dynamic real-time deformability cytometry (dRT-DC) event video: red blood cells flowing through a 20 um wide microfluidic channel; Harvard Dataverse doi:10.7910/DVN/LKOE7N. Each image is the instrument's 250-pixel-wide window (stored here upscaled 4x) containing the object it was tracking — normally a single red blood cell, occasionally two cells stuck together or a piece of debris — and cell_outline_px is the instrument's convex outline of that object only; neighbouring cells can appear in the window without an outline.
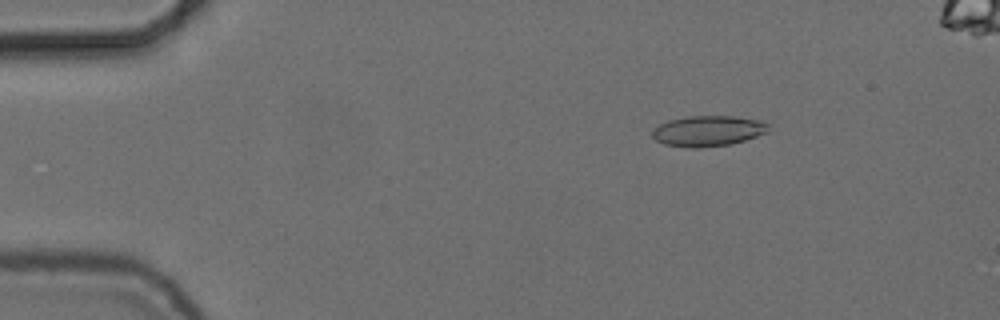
{"species": "common noctule bat (a hibernating species)", "species_latin": "Nyctalus noctula", "temperature_condition": "cold", "stored_images_in_passage": 50, "camera_frame_rate_fps": 3000, "um_per_image_px": 0.085, "animal": {"sex": "female", "body_mass_g": 24.6, "forearm_length_mm": 56.2}, "frame": {"image": 1, "passage_image": 4, "time_ms": 1.0, "image_size_px": [1000, 320], "cell_outline_px": [[772, 132], [732, 144], [692, 148], [664, 144], [656, 140], [652, 136], [652, 132], [660, 124], [668, 120], [688, 116], [732, 116], [764, 120], [768, 124]], "centroid_in_image_um": [60.27, 11.12], "position_along_channel_um": 24.7, "area_um2": 20.92}}
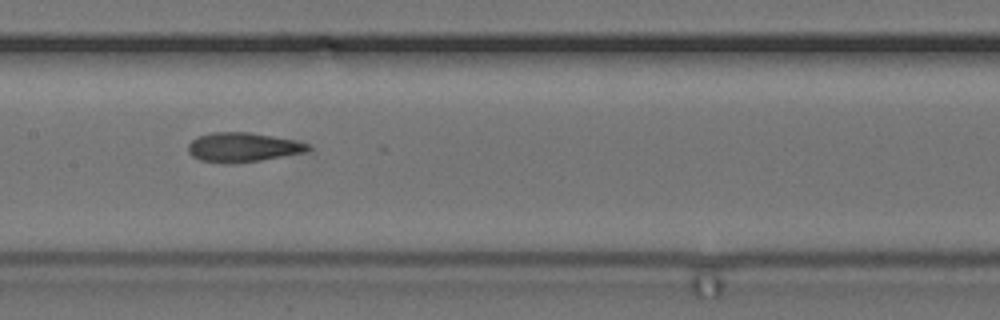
{"frame": {"image": 2, "passage_image": 23, "time_ms": 7.333, "image_size_px": [1000, 320], "cell_outline_px": [[312, 148], [308, 152], [260, 160], [232, 164], [224, 164], [200, 160], [192, 156], [188, 152], [188, 144], [196, 136], [212, 132], [248, 132], [272, 136], [292, 140], [308, 144]], "centroid_in_image_um": [20.6, 12.53], "position_along_channel_um": 186.8, "area_um2": 20.63}}
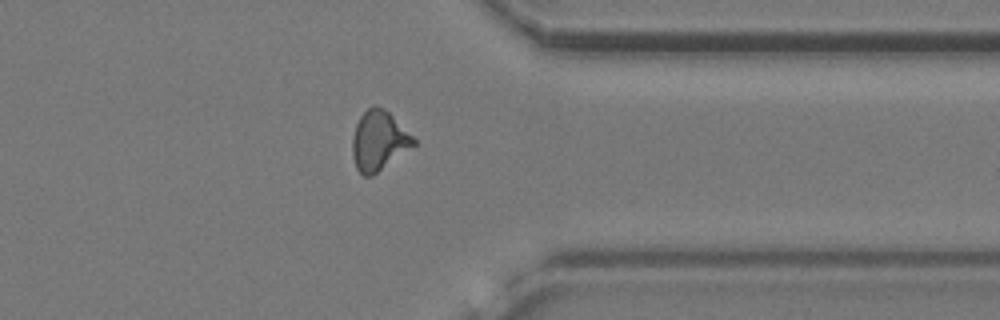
{"frame": {"image": 3, "passage_image": 39, "time_ms": 12.667, "image_size_px": [1000, 320], "cell_outline_px": [[416, 144], [372, 176], [364, 176], [356, 168], [352, 156], [352, 136], [356, 124], [360, 116], [372, 104], [384, 108], [416, 140]], "centroid_in_image_um": [32.16, 11.96], "position_along_channel_um": 379.2, "area_um2": 21.04}}